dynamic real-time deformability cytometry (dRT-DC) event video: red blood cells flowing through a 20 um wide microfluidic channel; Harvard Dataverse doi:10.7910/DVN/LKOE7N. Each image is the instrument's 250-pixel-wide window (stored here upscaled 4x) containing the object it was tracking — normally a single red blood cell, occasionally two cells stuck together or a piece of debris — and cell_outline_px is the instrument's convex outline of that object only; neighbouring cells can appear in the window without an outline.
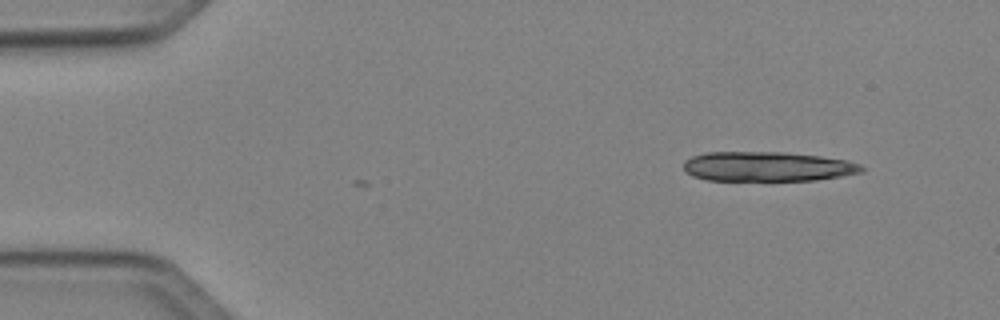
{"species": "Egyptian fruit bat (a non-hibernating species)", "species_latin": "Rousettus aegyptiacus", "temperature_condition": "cold", "stored_images_in_passage": 3, "camera_frame_rate_fps": 3000, "um_per_image_px": 0.085, "animal": {"sex": "female"}, "frame": {"image": 1, "passage_image": 1, "time_ms": 0.0, "image_size_px": [1000, 320], "cell_outline_px": [[864, 172], [816, 180], [708, 180], [692, 176], [684, 168], [684, 160], [692, 156], [704, 152], [784, 152], [820, 156], [844, 160], [860, 164], [864, 168]], "centroid_in_image_um": [65.22, 14.15], "position_along_channel_um": 19.8, "area_um2": 30.69}}